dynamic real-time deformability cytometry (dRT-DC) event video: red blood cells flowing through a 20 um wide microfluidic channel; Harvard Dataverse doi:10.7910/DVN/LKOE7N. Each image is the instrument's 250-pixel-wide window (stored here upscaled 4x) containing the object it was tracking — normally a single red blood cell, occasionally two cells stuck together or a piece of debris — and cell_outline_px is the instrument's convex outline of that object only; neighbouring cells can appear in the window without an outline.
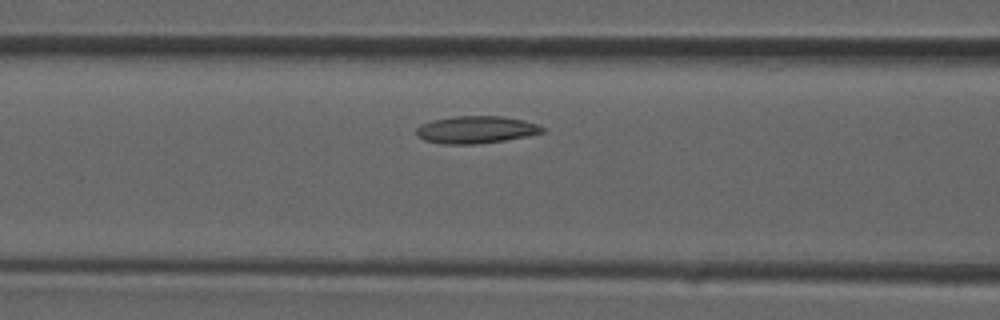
{"species": "common noctule bat (a hibernating species)", "species_latin": "Nyctalus noctula", "temperature_condition": "room temperature", "stored_images_in_passage": 19, "camera_frame_rate_fps": 3000, "um_per_image_px": 0.085, "animal": {"sex": "male", "forearm_length_mm": 52.5}, "frame": {"image": 1, "passage_image": 5, "time_ms": 1.333, "image_size_px": [1000, 320], "cell_outline_px": [[544, 132], [504, 140], [472, 144], [444, 144], [424, 140], [416, 136], [416, 128], [420, 124], [432, 120], [452, 116], [504, 116], [524, 120], [536, 124], [544, 128]], "centroid_in_image_um": [40.4, 11.01], "position_along_channel_um": 126.2, "area_um2": 20.0}}
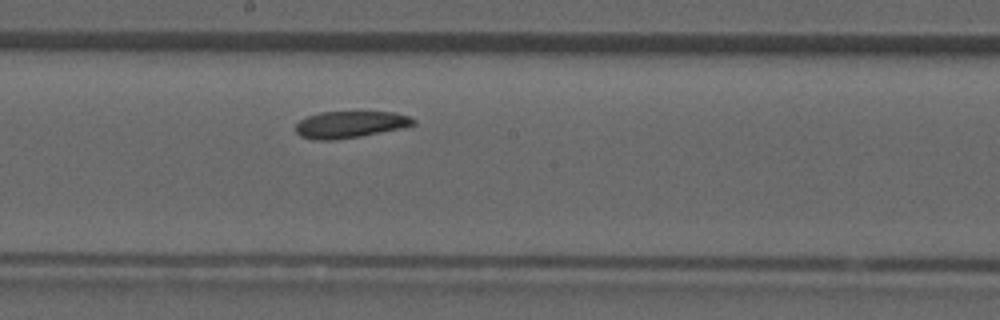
{"frame": {"image": 2, "passage_image": 10, "time_ms": 3.0, "image_size_px": [1000, 320], "cell_outline_px": [[416, 124], [404, 128], [360, 136], [332, 140], [312, 140], [300, 136], [296, 132], [296, 124], [300, 120], [308, 116], [320, 112], [396, 112], [408, 116], [416, 120]], "centroid_in_image_um": [29.77, 10.58], "position_along_channel_um": 218.4, "area_um2": 18.44}}
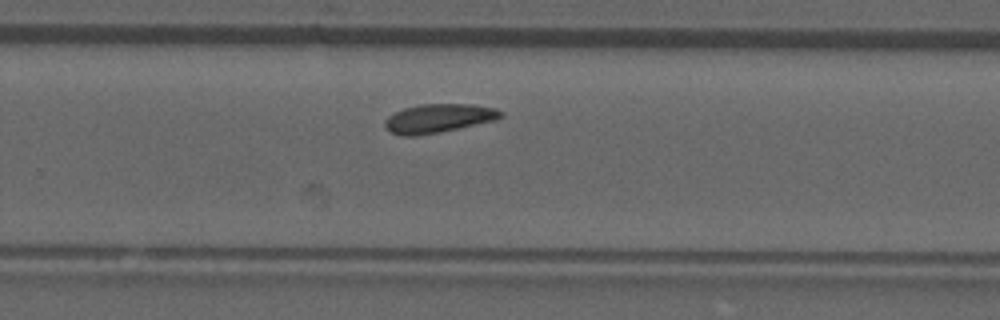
{"frame": {"image": 3, "passage_image": 14, "time_ms": 4.333, "image_size_px": [1000, 320], "cell_outline_px": [[504, 116], [496, 120], [440, 132], [412, 136], [404, 136], [388, 132], [384, 124], [384, 120], [388, 116], [404, 108], [420, 104], [472, 104], [496, 108], [504, 112]], "centroid_in_image_um": [37.28, 10.05], "position_along_channel_um": 292.5, "area_um2": 19.54}}